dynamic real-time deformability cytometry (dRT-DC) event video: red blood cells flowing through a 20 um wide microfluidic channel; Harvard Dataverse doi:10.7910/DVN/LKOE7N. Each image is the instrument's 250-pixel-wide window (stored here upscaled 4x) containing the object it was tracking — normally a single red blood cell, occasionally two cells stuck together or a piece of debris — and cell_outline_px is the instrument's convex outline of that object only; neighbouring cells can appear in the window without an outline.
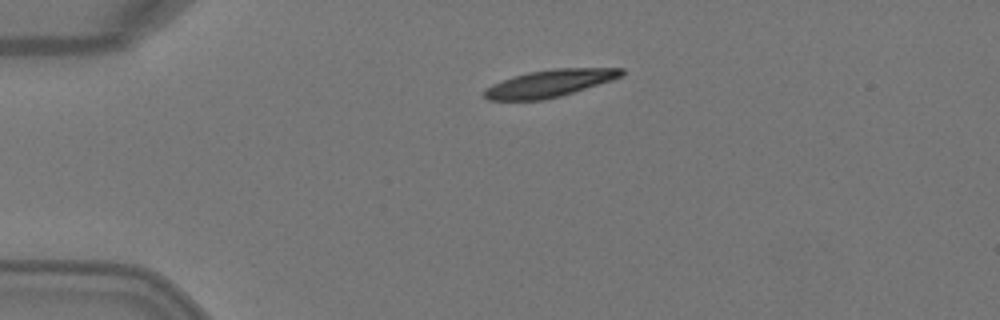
{"species": "Egyptian fruit bat (a non-hibernating species)", "species_latin": "Rousettus aegyptiacus", "temperature_condition": "warm", "stored_images_in_passage": 1, "camera_frame_rate_fps": 3000, "um_per_image_px": 0.085, "animal": {"sex": "female"}, "frame": {"image": 1, "passage_image": 1, "time_ms": 0.0, "image_size_px": [1000, 320], "cell_outline_px": [[624, 72], [620, 76], [612, 80], [560, 96], [544, 100], [488, 100], [484, 96], [484, 92], [492, 84], [512, 76], [528, 72], [556, 68], [624, 68]], "centroid_in_image_um": [46.71, 7.08], "position_along_channel_um": 38.3, "area_um2": 21.56}}